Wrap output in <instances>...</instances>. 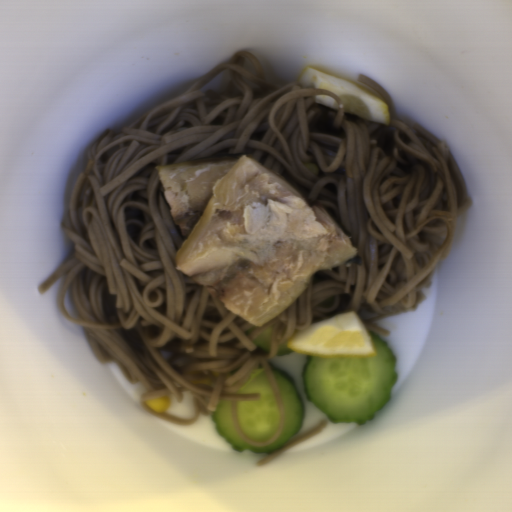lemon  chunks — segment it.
I'll use <instances>...</instances> for the list:
<instances>
[{"label":"lemon chunks","instance_id":"lemon-chunks-1","mask_svg":"<svg viewBox=\"0 0 512 512\" xmlns=\"http://www.w3.org/2000/svg\"><path fill=\"white\" fill-rule=\"evenodd\" d=\"M286 346L321 358L362 359L376 355L371 333L353 311L333 314L307 329L296 331Z\"/></svg>","mask_w":512,"mask_h":512},{"label":"lemon chunks","instance_id":"lemon-chunks-2","mask_svg":"<svg viewBox=\"0 0 512 512\" xmlns=\"http://www.w3.org/2000/svg\"><path fill=\"white\" fill-rule=\"evenodd\" d=\"M297 82L303 88L313 86L333 93L338 97L347 114L382 123L388 127L391 124V114L386 101L357 83L307 65L297 76Z\"/></svg>","mask_w":512,"mask_h":512},{"label":"lemon chunks","instance_id":"lemon-chunks-3","mask_svg":"<svg viewBox=\"0 0 512 512\" xmlns=\"http://www.w3.org/2000/svg\"><path fill=\"white\" fill-rule=\"evenodd\" d=\"M316 103L323 104L329 107L334 108L335 110H339V106L337 104V101L335 97H333L330 94H319L315 95Z\"/></svg>","mask_w":512,"mask_h":512}]
</instances>
